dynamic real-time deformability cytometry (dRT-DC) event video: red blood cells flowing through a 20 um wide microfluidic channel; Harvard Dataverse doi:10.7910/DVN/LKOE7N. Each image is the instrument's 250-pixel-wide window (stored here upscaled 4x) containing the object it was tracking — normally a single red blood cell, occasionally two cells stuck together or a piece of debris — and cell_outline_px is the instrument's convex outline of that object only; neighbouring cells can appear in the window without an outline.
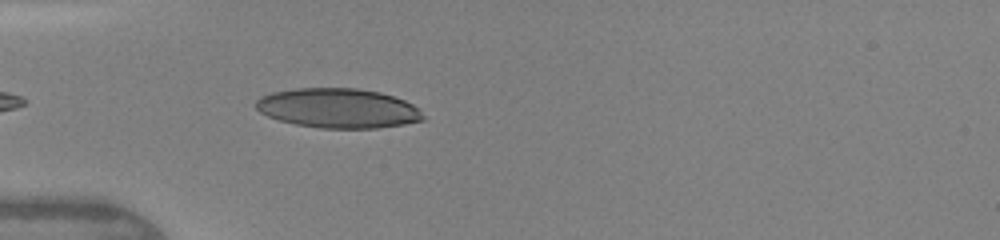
{"species": "human", "species_latin": "Homo sapiens", "temperature_condition": "warm", "stored_images_in_passage": 24, "camera_frame_rate_fps": 3000, "um_per_image_px": 0.085, "donor": {"sex": "female"}, "frame": {"image": 1, "passage_image": 3, "time_ms": 0.667, "image_size_px": [1000, 240], "cell_outline_px": [[424, 120], [404, 124], [376, 128], [320, 128], [296, 124], [280, 120], [268, 116], [260, 112], [256, 108], [256, 100], [260, 96], [272, 92], [296, 88], [356, 88], [380, 92], [404, 100], [412, 104], [424, 116]], "centroid_in_image_um": [28.71, 9.19], "position_along_channel_um": 56.3, "area_um2": 38.44}}
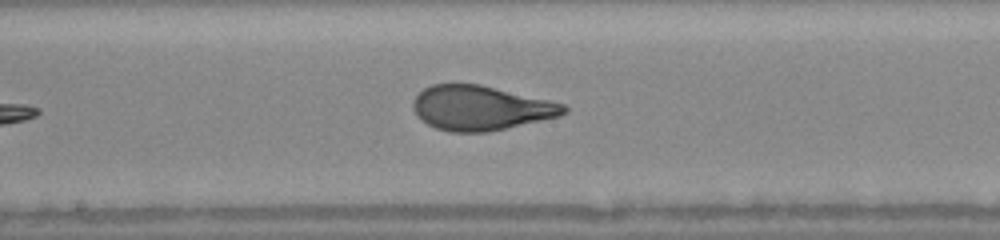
{"frame": {"image": 2, "passage_image": 14, "time_ms": 4.333, "image_size_px": [1000, 240], "cell_outline_px": [[568, 112], [560, 116], [488, 132], [448, 132], [436, 128], [420, 120], [416, 116], [412, 108], [412, 100], [424, 88], [432, 84], [480, 84], [548, 100], [564, 104], [568, 108]], "centroid_in_image_um": [40.82, 9.18], "position_along_channel_um": 207.4, "area_um2": 39.19}}
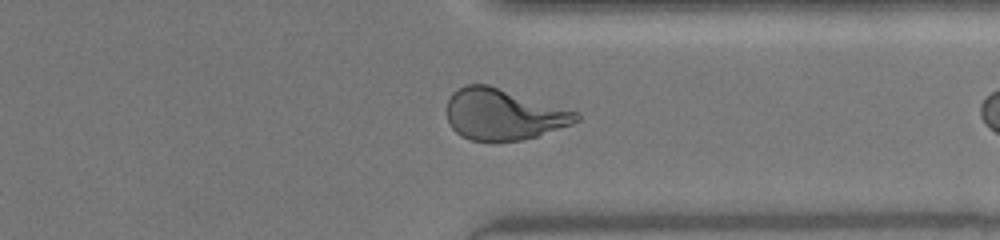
{"frame": {"image": 3, "passage_image": 22, "time_ms": 7.0, "image_size_px": [1000, 240], "cell_outline_px": [[580, 120], [572, 124], [536, 136], [520, 140], [472, 140], [460, 136], [452, 128], [448, 120], [448, 100], [452, 92], [468, 84], [488, 84], [580, 112]], "centroid_in_image_um": [42.81, 9.71], "position_along_channel_um": 368.6, "area_um2": 38.32}}